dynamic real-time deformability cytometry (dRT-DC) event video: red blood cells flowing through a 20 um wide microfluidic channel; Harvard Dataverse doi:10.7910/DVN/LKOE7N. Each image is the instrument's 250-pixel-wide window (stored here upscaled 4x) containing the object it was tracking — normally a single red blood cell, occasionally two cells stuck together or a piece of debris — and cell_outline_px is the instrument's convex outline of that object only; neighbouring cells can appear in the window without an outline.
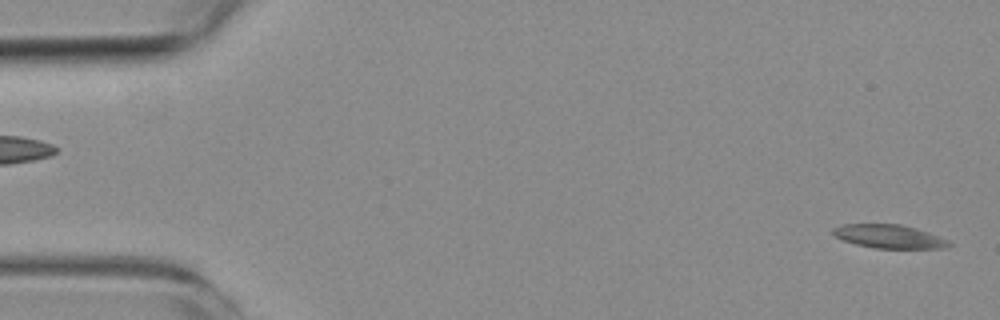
{"species": "common noctule bat (a hibernating species)", "species_latin": "Nyctalus noctula", "temperature_condition": "room temperature", "stored_images_in_passage": 6, "segment_of_instrument_passage": [2, 2], "camera_frame_rate_fps": 3000, "um_per_image_px": 0.085, "animal": {"sex": "female", "body_mass_g": 19.3, "forearm_length_mm": 54.1}, "frame": {"image": 1, "passage_image": 6, "time_ms": 5.667, "image_size_px": [1000, 320], "cell_outline_px": [[952, 244], [940, 248], [876, 248], [856, 244], [844, 240], [836, 236], [832, 232], [832, 228], [844, 224], [900, 224], [936, 236]], "centroid_in_image_um": [75.47, 20.09], "position_along_channel_um": 9.5, "area_um2": 15.26}}